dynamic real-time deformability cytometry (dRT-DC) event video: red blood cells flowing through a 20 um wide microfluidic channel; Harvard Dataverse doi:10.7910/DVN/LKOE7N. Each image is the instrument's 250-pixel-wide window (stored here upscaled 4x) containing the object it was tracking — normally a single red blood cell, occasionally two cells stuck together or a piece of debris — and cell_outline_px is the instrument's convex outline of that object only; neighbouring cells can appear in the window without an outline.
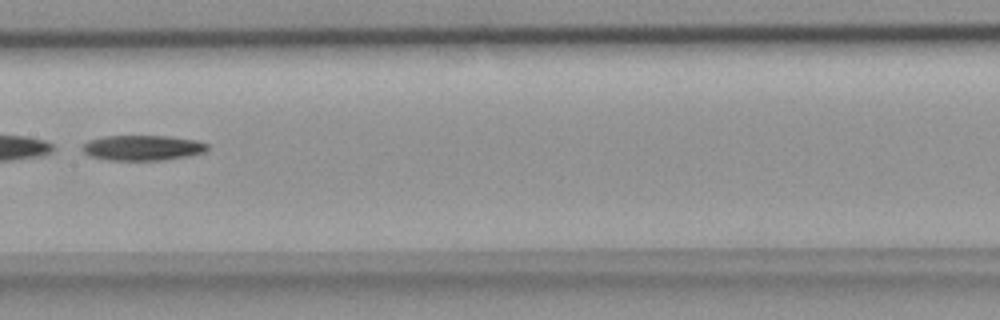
{"species": "common noctule bat (a hibernating species)", "species_latin": "Nyctalus noctula", "temperature_condition": "room temperature", "stored_images_in_passage": 47, "segment_of_instrument_passage": [2, 2], "camera_frame_rate_fps": 3000, "um_per_image_px": 0.085, "animal": {"sex": "female", "body_mass_g": 18.4}, "frame": {"image": 1, "passage_image": 24, "time_ms": 7.667, "image_size_px": [1000, 320], "cell_outline_px": [[208, 148], [204, 152], [188, 156], [160, 160], [112, 160], [92, 156], [84, 152], [80, 148], [88, 140], [104, 136], [168, 136], [196, 140], [208, 144]], "centroid_in_image_um": [12.12, 12.55], "position_along_channel_um": 195.3, "area_um2": 18.26}}